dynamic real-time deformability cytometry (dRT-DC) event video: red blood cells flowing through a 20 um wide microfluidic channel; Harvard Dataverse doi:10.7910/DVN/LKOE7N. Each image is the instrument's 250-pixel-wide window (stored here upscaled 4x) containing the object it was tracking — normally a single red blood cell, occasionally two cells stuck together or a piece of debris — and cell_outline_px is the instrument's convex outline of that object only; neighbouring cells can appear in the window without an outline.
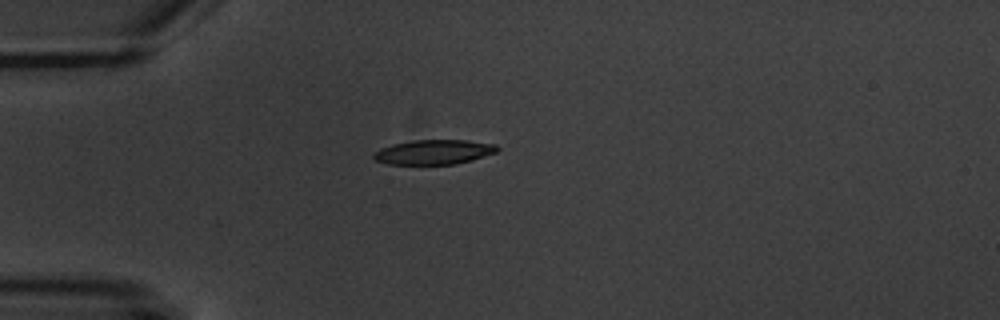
{"species": "common noctule bat (a hibernating species)", "species_latin": "Nyctalus noctula", "temperature_condition": "warm", "stored_images_in_passage": 10, "camera_frame_rate_fps": 3000, "um_per_image_px": 0.085, "animal": {"sex": "male", "body_mass_g": 20.1, "forearm_length_mm": 53.5}, "frame": {"image": 1, "passage_image": 4, "time_ms": 4.333, "image_size_px": [1000, 320], "cell_outline_px": [[500, 148], [496, 152], [472, 160], [456, 164], [388, 164], [376, 160], [372, 156], [372, 152], [380, 148], [392, 144], [412, 140], [468, 140], [496, 144]], "centroid_in_image_um": [36.87, 12.92], "position_along_channel_um": 48.1, "area_um2": 17.86}}
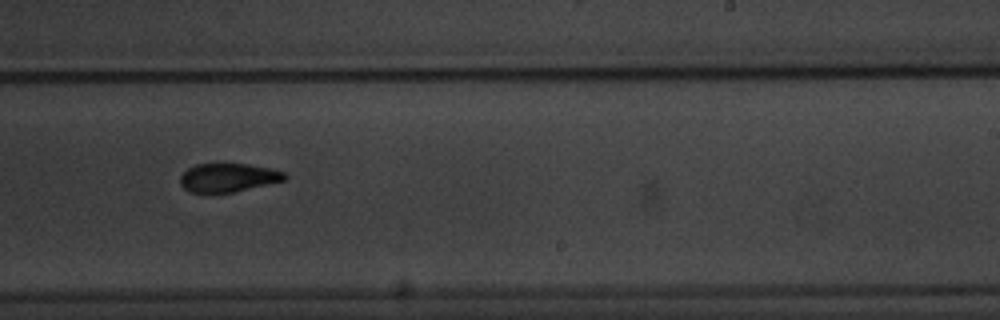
{"frame": {"image": 2, "passage_image": 10, "time_ms": 11.0, "image_size_px": [1000, 320], "cell_outline_px": [[288, 180], [232, 192], [188, 192], [180, 184], [180, 176], [188, 168], [196, 164], [220, 160], [248, 164], [268, 168], [284, 172], [288, 176]], "centroid_in_image_um": [19.38, 15.04], "position_along_channel_um": 269.6, "area_um2": 18.09}}